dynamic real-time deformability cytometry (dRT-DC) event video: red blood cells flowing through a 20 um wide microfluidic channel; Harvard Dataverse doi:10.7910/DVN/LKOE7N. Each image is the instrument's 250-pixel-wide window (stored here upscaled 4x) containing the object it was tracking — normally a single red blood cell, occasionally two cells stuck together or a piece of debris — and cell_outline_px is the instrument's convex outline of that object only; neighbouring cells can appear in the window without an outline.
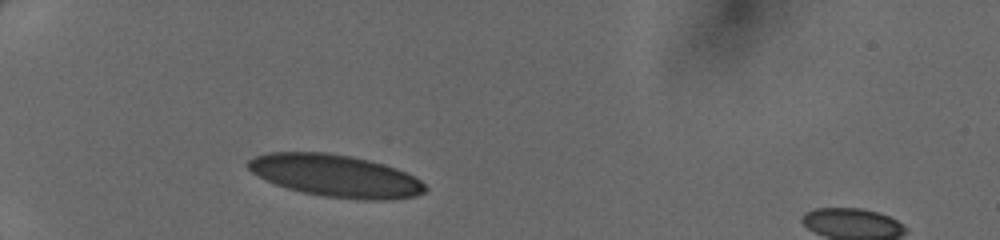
{"species": "human", "species_latin": "Homo sapiens", "temperature_condition": "cold", "stored_images_in_passage": 31, "camera_frame_rate_fps": 3000, "um_per_image_px": 0.085, "donor": {"sex": "female"}, "frame": {"image": 1, "passage_image": 1, "time_ms": 0.0, "image_size_px": [1000, 240], "cell_outline_px": [[424, 188], [420, 192], [404, 196], [348, 196], [316, 192], [296, 188], [284, 184], [264, 176], [252, 168], [252, 164], [256, 160], [264, 156], [336, 156], [356, 160], [388, 168], [400, 172], [416, 180]], "centroid_in_image_um": [28.61, 14.96], "position_along_channel_um": 56.4, "area_um2": 35.14}}
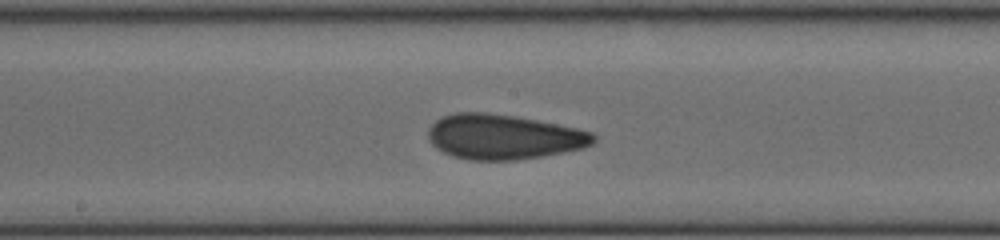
{"frame": {"image": 2, "passage_image": 13, "time_ms": 4.0, "image_size_px": [1000, 240], "cell_outline_px": [[592, 140], [584, 144], [568, 148], [520, 156], [468, 156], [452, 152], [444, 148], [436, 140], [432, 132], [436, 124], [440, 120], [452, 116], [492, 116], [520, 120], [544, 124], [584, 132], [592, 136]], "centroid_in_image_um": [42.78, 11.6], "position_along_channel_um": 205.4, "area_um2": 34.39}}
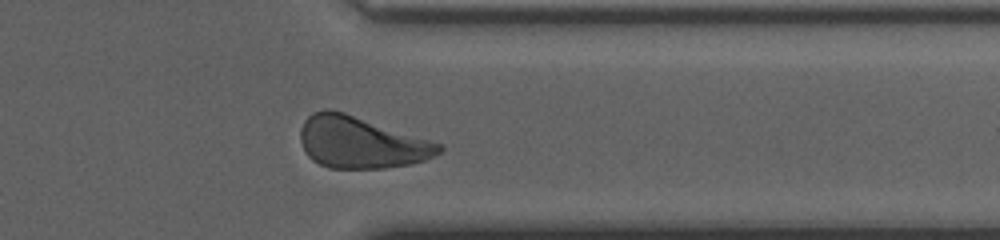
{"frame": {"image": 3, "passage_image": 25, "time_ms": 8.0, "image_size_px": [1000, 240], "cell_outline_px": [[424, 152], [416, 160], [400, 164], [368, 168], [336, 168], [324, 164], [316, 160], [308, 152], [304, 144], [304, 124], [316, 112], [340, 112]], "centroid_in_image_um": [30.02, 12.18], "position_along_channel_um": 381.4, "area_um2": 32.25}}